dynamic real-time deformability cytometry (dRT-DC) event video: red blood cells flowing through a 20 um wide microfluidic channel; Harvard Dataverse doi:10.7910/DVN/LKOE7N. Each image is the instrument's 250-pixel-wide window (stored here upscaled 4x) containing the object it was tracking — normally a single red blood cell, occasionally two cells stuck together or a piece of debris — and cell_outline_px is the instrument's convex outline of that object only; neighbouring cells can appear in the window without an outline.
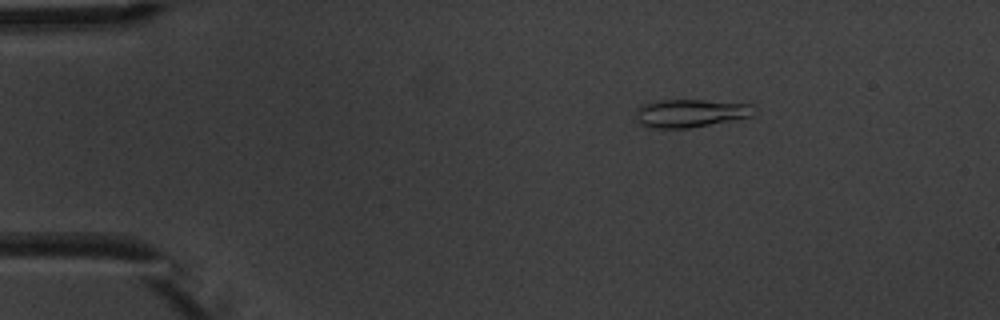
{"species": "common noctule bat (a hibernating species)", "species_latin": "Nyctalus noctula", "temperature_condition": "warm", "stored_images_in_passage": 4, "camera_frame_rate_fps": 3000, "um_per_image_px": 0.085, "animal": {"sex": "male", "body_mass_g": 20.1, "forearm_length_mm": 53.5}, "frame": {"image": 1, "passage_image": 1, "time_ms": 0.0, "image_size_px": [1000, 320], "cell_outline_px": [[756, 104], [752, 116], [688, 128], [652, 128], [640, 124], [636, 120], [636, 108], [640, 104], [660, 100], [704, 100]], "centroid_in_image_um": [58.66, 9.61], "position_along_channel_um": 26.3, "area_um2": 19.42}}